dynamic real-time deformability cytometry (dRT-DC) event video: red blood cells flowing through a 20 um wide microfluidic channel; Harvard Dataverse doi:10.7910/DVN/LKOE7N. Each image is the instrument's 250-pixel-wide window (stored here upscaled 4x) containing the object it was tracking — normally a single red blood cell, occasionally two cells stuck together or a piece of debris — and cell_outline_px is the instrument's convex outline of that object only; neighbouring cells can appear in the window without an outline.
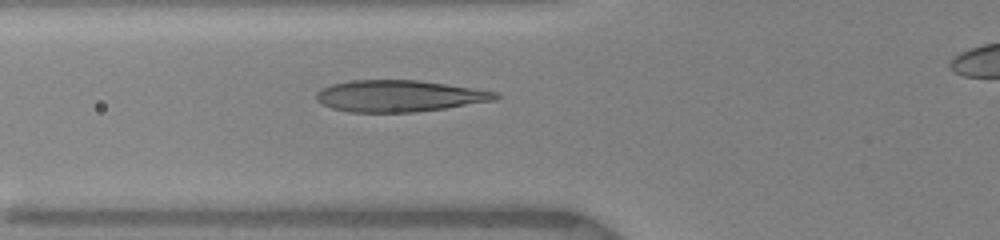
{"species": "human", "species_latin": "Homo sapiens", "temperature_condition": "warm", "stored_images_in_passage": 6, "segment_of_instrument_passage": [1, 2], "camera_frame_rate_fps": 3000, "um_per_image_px": 0.085, "donor": {"sex": "female"}, "frame": {"image": 1, "passage_image": 5, "time_ms": 3.667, "image_size_px": [1000, 240], "cell_outline_px": [[500, 96], [496, 100], [444, 108], [416, 112], [348, 112], [332, 108], [316, 100], [316, 92], [320, 88], [332, 84], [348, 80], [420, 80], [472, 88], [496, 92]], "centroid_in_image_um": [33.89, 8.15], "position_along_channel_um": 91.9, "area_um2": 32.89}}